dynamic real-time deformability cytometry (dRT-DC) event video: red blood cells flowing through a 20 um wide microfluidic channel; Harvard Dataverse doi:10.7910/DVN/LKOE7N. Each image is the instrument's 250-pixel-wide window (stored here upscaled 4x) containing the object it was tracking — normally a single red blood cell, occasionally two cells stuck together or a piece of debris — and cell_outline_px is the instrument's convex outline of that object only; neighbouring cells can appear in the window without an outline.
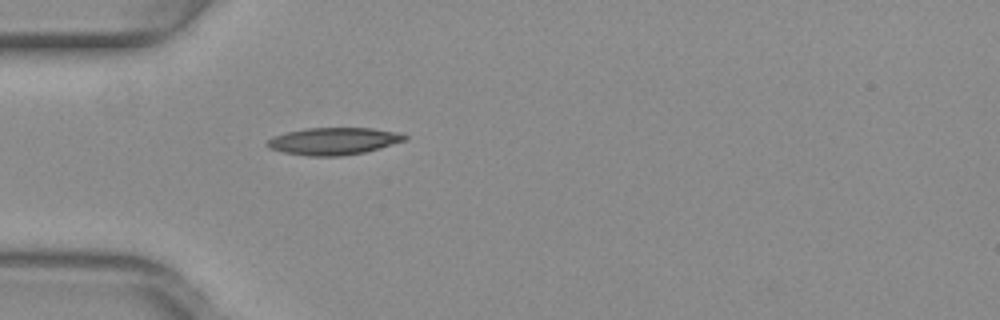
{"species": "common noctule bat (a hibernating species)", "species_latin": "Nyctalus noctula", "temperature_condition": "warm", "stored_images_in_passage": 37, "camera_frame_rate_fps": 3000, "um_per_image_px": 0.085, "animal": {"sex": "female", "body_mass_g": 29.2, "forearm_length_mm": 56.3}, "frame": {"image": 1, "passage_image": 1, "time_ms": 0.0, "image_size_px": [1000, 320], "cell_outline_px": [[408, 136], [404, 140], [364, 152], [340, 156], [308, 156], [284, 152], [268, 148], [264, 144], [272, 136], [304, 128], [372, 128], [396, 132]], "centroid_in_image_um": [28.28, 11.99], "position_along_channel_um": 56.7, "area_um2": 21.56}}
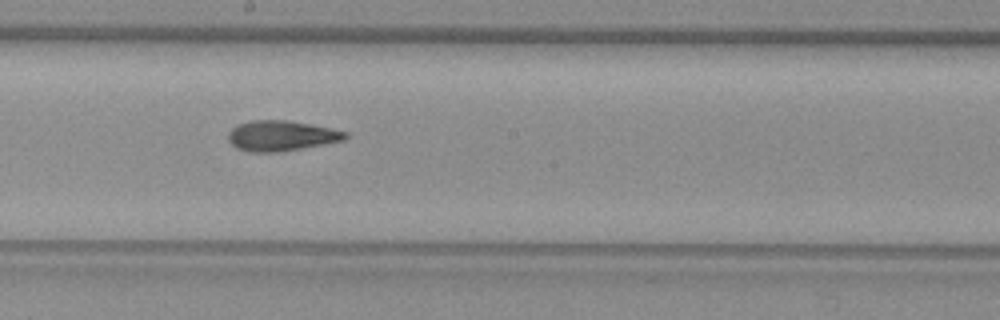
{"frame": {"image": 2, "passage_image": 14, "time_ms": 4.333, "image_size_px": [1000, 320], "cell_outline_px": [[348, 136], [344, 140], [300, 148], [276, 152], [248, 152], [236, 148], [228, 140], [228, 132], [236, 124], [248, 120], [288, 120], [348, 132]], "centroid_in_image_um": [23.84, 11.53], "position_along_channel_um": 224.4, "area_um2": 20.58}}
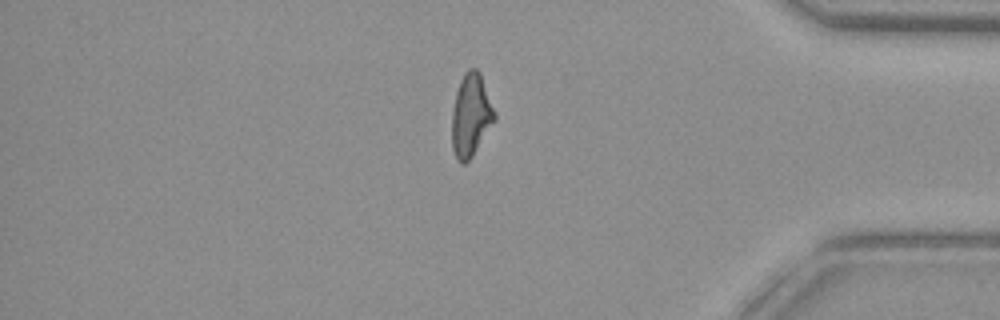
{"frame": {"image": 3, "passage_image": 29, "time_ms": 9.333, "image_size_px": [1000, 320], "cell_outline_px": [[496, 120], [472, 156], [464, 164], [460, 164], [452, 148], [452, 108], [456, 92], [460, 80], [464, 72], [468, 68], [476, 68], [480, 72], [496, 116]], "centroid_in_image_um": [40.02, 9.79], "position_along_channel_um": 395.2, "area_um2": 20.52}, "authors_computed_cell_mechanics": {"area_um2": 20.519, "velocity_mm_per_s": 4.0058, "shape_relaxation_time_tau1_ms": 9.974, "shape_relaxation_time_tau2_ms": 2.477, "deformation_change_tau1": 0.2749, "deformation_change_tau2": 0.1156}}